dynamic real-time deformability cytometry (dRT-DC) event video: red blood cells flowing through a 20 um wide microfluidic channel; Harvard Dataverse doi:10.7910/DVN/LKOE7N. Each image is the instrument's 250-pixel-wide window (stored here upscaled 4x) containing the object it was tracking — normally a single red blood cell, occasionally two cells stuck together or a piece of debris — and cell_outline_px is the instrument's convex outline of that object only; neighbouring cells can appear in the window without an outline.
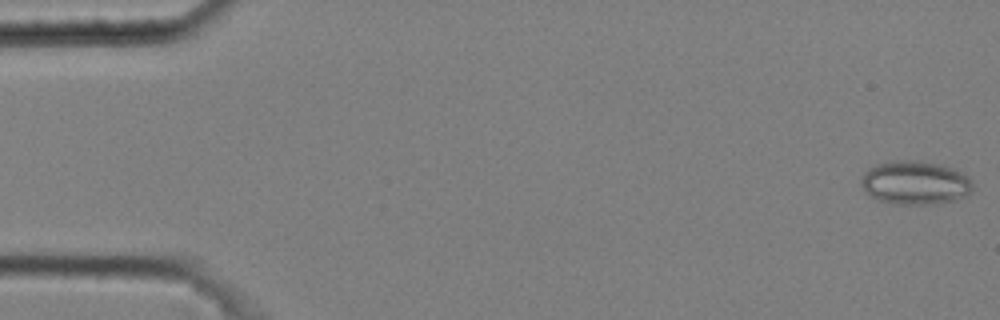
{"species": "common noctule bat (a hibernating species)", "species_latin": "Nyctalus noctula", "temperature_condition": "cold", "stored_images_in_passage": 9, "camera_frame_rate_fps": 3000, "um_per_image_px": 0.085, "animal": {"sex": "male", "body_mass_g": 20.4}, "frame": {"image": 1, "passage_image": 1, "time_ms": 0.0, "image_size_px": [1000, 320], "cell_outline_px": [[972, 188], [964, 196], [956, 200], [936, 204], [896, 204], [880, 200], [872, 196], [860, 184], [860, 180], [868, 168], [876, 164], [896, 160], [920, 160], [940, 164], [956, 168], [968, 176], [972, 180]], "centroid_in_image_um": [77.81, 15.51], "position_along_channel_um": 7.2, "area_um2": 28.5}}
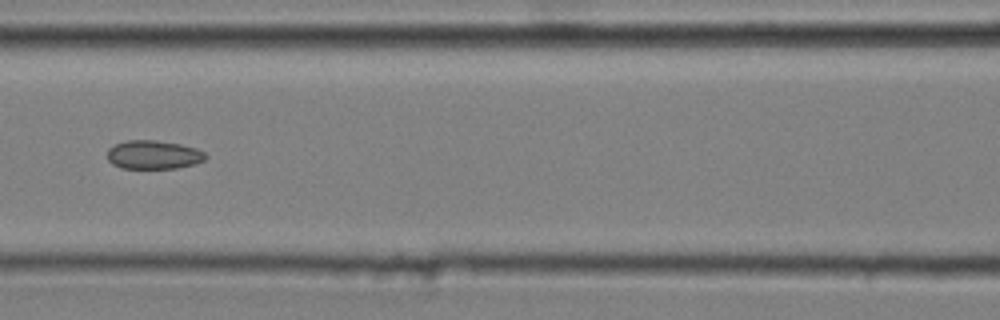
{"frame": {"image": 2, "passage_image": 7, "time_ms": 2.0, "image_size_px": [1000, 320], "cell_outline_px": [[208, 156], [204, 160], [196, 164], [176, 168], [120, 168], [112, 164], [108, 160], [108, 148], [116, 144], [128, 140], [156, 140], [180, 144], [196, 148], [204, 152]], "centroid_in_image_um": [13.06, 13.15], "position_along_channel_um": 153.5, "area_um2": 16.47}}
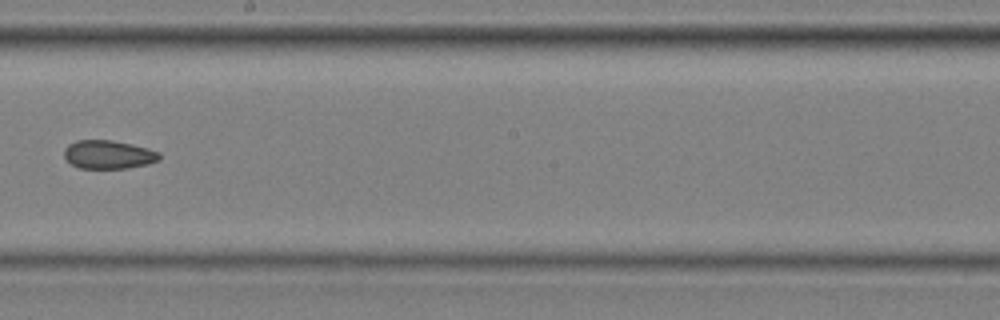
{"frame": {"image": 3, "passage_image": 9, "time_ms": 2.667, "image_size_px": [1000, 320], "cell_outline_px": [[160, 160], [148, 164], [128, 168], [80, 168], [72, 164], [64, 156], [64, 148], [68, 144], [76, 140], [112, 140], [132, 144], [148, 148], [160, 152]], "centroid_in_image_um": [9.23, 13.13], "position_along_channel_um": 239.0, "area_um2": 15.9}}